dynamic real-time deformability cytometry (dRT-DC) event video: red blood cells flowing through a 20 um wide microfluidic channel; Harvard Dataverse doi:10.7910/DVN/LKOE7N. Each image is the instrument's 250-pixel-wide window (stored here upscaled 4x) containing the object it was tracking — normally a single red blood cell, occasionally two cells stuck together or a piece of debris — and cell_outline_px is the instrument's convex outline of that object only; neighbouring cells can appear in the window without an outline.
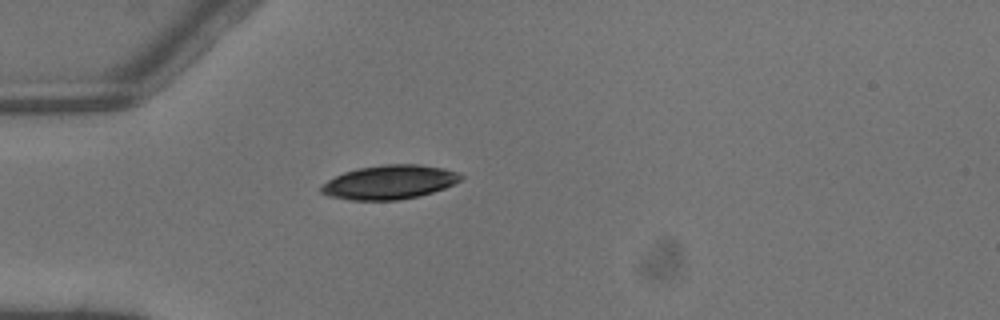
{"species": "common noctule bat (a hibernating species)", "species_latin": "Nyctalus noctula", "temperature_condition": "warm", "stored_images_in_passage": 1, "camera_frame_rate_fps": 3000, "um_per_image_px": 0.085, "animal": {"sex": "male", "body_mass_g": 13.3}, "frame": {"image": 1, "passage_image": 1, "time_ms": 0.0, "image_size_px": [1000, 320], "cell_outline_px": [[464, 176], [460, 180], [444, 188], [420, 196], [396, 200], [348, 200], [328, 196], [320, 192], [320, 188], [328, 180], [344, 172], [356, 168], [384, 164], [420, 164], [444, 168], [460, 172]], "centroid_in_image_um": [33.11, 15.48], "position_along_channel_um": 51.9, "area_um2": 27.8}}